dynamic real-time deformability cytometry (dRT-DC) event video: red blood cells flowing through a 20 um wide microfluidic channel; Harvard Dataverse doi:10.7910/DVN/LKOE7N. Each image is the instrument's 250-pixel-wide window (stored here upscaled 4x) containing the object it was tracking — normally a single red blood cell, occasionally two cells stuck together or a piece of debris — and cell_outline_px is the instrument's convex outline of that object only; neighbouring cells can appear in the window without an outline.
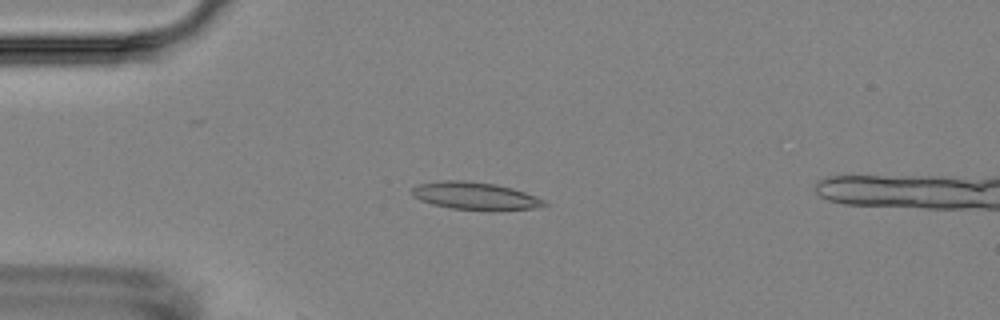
{"species": "Egyptian fruit bat (a non-hibernating species)", "species_latin": "Rousettus aegyptiacus", "temperature_condition": "room temperature", "stored_images_in_passage": 6, "camera_frame_rate_fps": 3000, "um_per_image_px": 0.085, "animal": {"sex": "female"}, "frame": {"image": 1, "passage_image": 4, "time_ms": 3.667, "image_size_px": [1000, 320], "cell_outline_px": [[548, 204], [532, 208], [452, 208], [432, 204], [420, 200], [412, 192], [412, 188], [416, 184], [440, 180], [464, 180], [496, 184], [512, 188], [524, 192], [544, 200]], "centroid_in_image_um": [40.3, 16.6], "position_along_channel_um": 44.7, "area_um2": 20.29}}
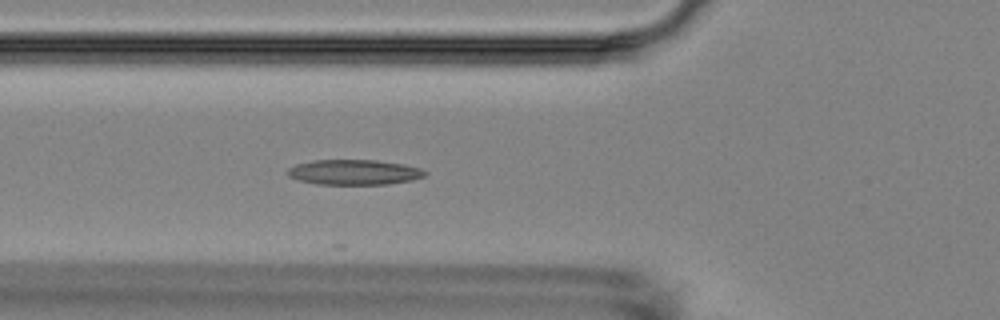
{"frame": {"image": 2, "passage_image": 6, "time_ms": 5.667, "image_size_px": [1000, 320], "cell_outline_px": [[428, 172], [424, 176], [412, 180], [388, 184], [316, 184], [296, 180], [288, 176], [288, 168], [296, 164], [312, 160], [376, 160], [404, 164], [420, 168]], "centroid_in_image_um": [30.08, 14.63], "position_along_channel_um": 95.7, "area_um2": 20.23}}